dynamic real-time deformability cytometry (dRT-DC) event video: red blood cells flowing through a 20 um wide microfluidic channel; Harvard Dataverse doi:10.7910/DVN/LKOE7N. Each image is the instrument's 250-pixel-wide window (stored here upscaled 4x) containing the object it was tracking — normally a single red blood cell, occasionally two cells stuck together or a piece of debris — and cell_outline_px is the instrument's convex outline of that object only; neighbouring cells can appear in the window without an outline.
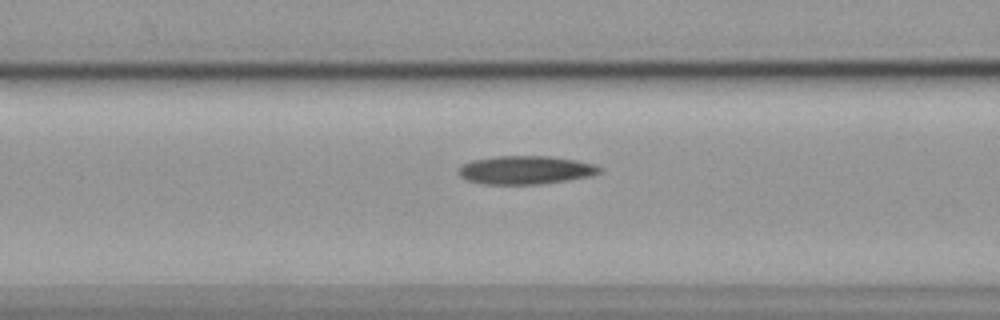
{"species": "common noctule bat (a hibernating species)", "species_latin": "Nyctalus noctula", "temperature_condition": "cold", "stored_images_in_passage": 36, "camera_frame_rate_fps": 3000, "um_per_image_px": 0.085, "animal": {"sex": "female", "body_mass_g": 19.9}, "frame": {"image": 1, "passage_image": 6, "time_ms": 1.667, "image_size_px": [1000, 320], "cell_outline_px": [[604, 168], [600, 172], [592, 176], [544, 184], [484, 184], [464, 180], [456, 172], [464, 164], [472, 160], [496, 156], [548, 156], [576, 160], [596, 164]], "centroid_in_image_um": [44.69, 14.46], "position_along_channel_um": 121.9, "area_um2": 23.58}}
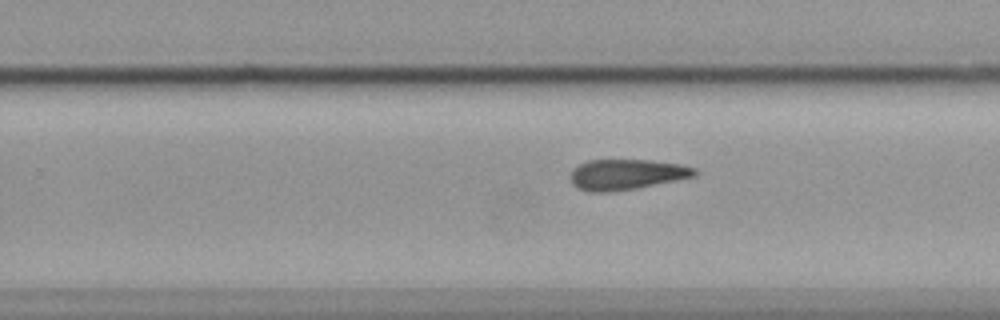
{"frame": {"image": 2, "passage_image": 19, "time_ms": 6.0, "image_size_px": [1000, 320], "cell_outline_px": [[696, 176], [636, 188], [612, 192], [588, 192], [576, 188], [572, 184], [568, 176], [572, 168], [588, 160], [648, 160], [680, 164], [696, 168]], "centroid_in_image_um": [53.18, 14.83], "position_along_channel_um": 276.6, "area_um2": 22.25}}
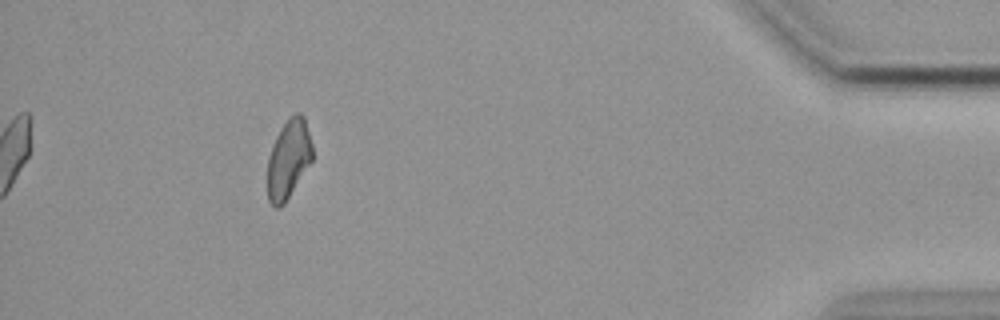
{"frame": {"image": 3, "passage_image": 35, "time_ms": 11.333, "image_size_px": [1000, 320], "cell_outline_px": [[312, 160], [284, 204], [280, 208], [276, 208], [268, 200], [268, 156], [272, 144], [280, 128], [288, 116], [296, 112], [300, 112], [304, 116], [312, 144]], "centroid_in_image_um": [24.52, 13.48], "position_along_channel_um": 410.7, "area_um2": 20.69}}